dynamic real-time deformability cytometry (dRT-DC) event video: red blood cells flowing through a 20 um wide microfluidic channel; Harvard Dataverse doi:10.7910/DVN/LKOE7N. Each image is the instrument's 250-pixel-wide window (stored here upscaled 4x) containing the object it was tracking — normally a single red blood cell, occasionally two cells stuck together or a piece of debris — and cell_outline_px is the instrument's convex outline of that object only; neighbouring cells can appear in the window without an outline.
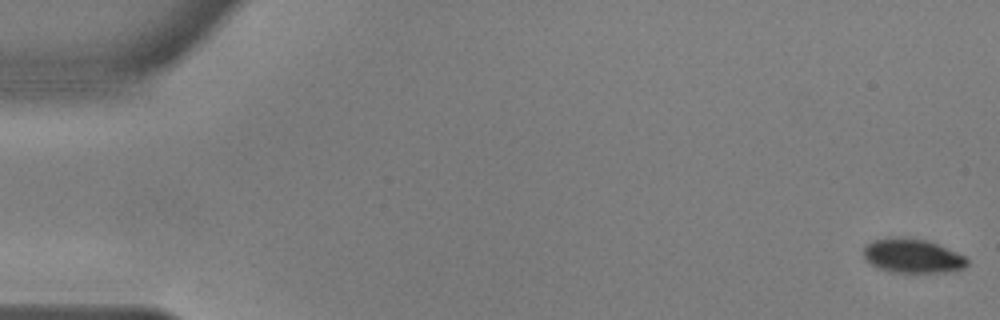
{"species": "common noctule bat (a hibernating species)", "species_latin": "Nyctalus noctula", "temperature_condition": "warm", "stored_images_in_passage": 4, "camera_frame_rate_fps": 3000, "um_per_image_px": 0.085, "animal": {"sex": "male", "body_mass_g": 17.9, "forearm_length_mm": 54.2}, "frame": {"image": 1, "passage_image": 1, "time_ms": 0.0, "image_size_px": [1000, 320], "cell_outline_px": [[968, 264], [964, 268], [948, 272], [888, 272], [864, 260], [864, 248], [868, 244], [876, 240], [888, 236], [908, 236], [928, 240], [956, 252], [964, 256], [968, 260]], "centroid_in_image_um": [77.56, 21.73], "position_along_channel_um": 7.4, "area_um2": 20.81}}